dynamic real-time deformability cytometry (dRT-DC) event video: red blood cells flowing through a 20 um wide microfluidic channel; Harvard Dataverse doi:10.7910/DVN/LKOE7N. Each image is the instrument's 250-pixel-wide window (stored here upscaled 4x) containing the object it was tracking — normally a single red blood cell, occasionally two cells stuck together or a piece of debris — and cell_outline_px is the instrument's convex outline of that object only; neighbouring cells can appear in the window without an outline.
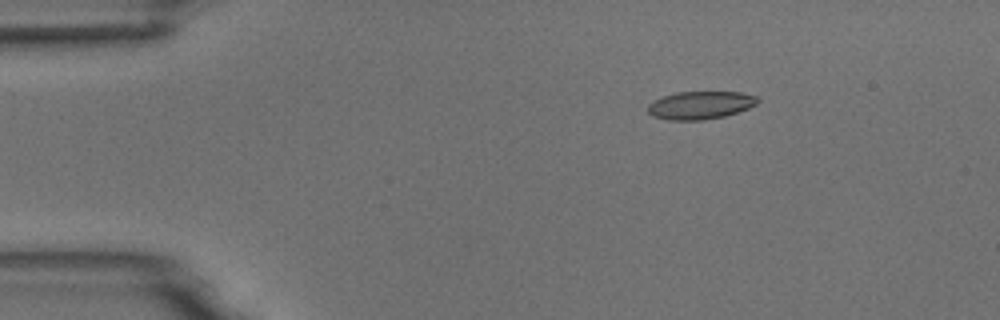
{"species": "common noctule bat (a hibernating species)", "species_latin": "Nyctalus noctula", "temperature_condition": "room temperature", "stored_images_in_passage": 47, "camera_frame_rate_fps": 3000, "um_per_image_px": 0.085, "animal": {"sex": "male", "body_mass_g": 18.8}, "frame": {"image": 1, "passage_image": 1, "time_ms": 0.0, "image_size_px": [1000, 320], "cell_outline_px": [[760, 100], [756, 104], [748, 108], [724, 116], [704, 120], [668, 120], [652, 116], [648, 112], [648, 104], [664, 96], [676, 92], [740, 92], [756, 96]], "centroid_in_image_um": [59.52, 8.94], "position_along_channel_um": 25.5, "area_um2": 17.74}}
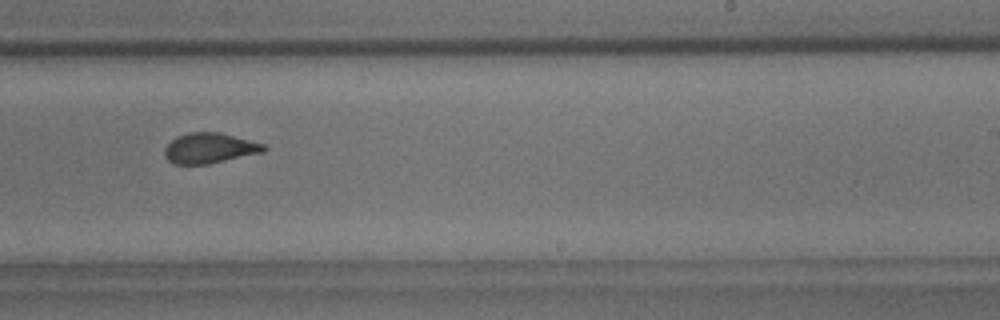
{"frame": {"image": 2, "passage_image": 26, "time_ms": 8.333, "image_size_px": [1000, 320], "cell_outline_px": [[268, 148], [264, 152], [208, 164], [172, 164], [164, 156], [164, 148], [176, 136], [188, 132], [220, 132], [264, 144]], "centroid_in_image_um": [17.8, 12.59], "position_along_channel_um": 271.2, "area_um2": 17.63}}
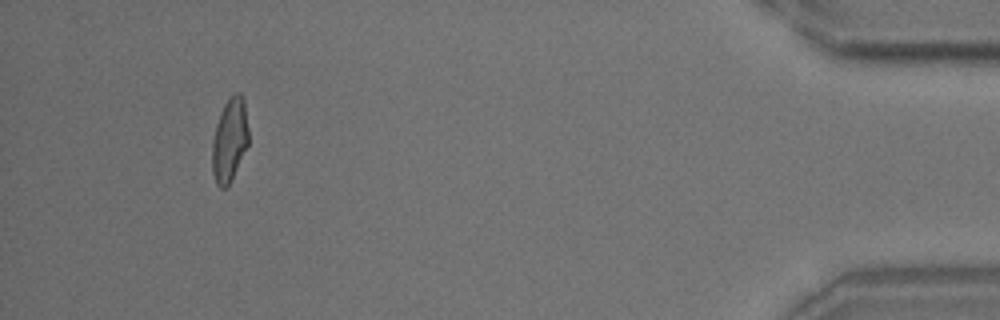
{"frame": {"image": 3, "passage_image": 43, "time_ms": 14.0, "image_size_px": [1000, 320], "cell_outline_px": [[248, 144], [228, 184], [224, 188], [220, 188], [216, 184], [212, 172], [212, 140], [216, 124], [220, 112], [224, 104], [236, 92], [240, 92], [244, 96], [248, 128]], "centroid_in_image_um": [19.5, 11.85], "position_along_channel_um": 415.7, "area_um2": 17.57}, "authors_computed_cell_mechanics": {"area_um2": 18.1492, "velocity_mm_per_s": 3.7273, "shape_relaxation_time_tau1_ms": 5.2223, "shape_relaxation_time_tau2_ms": 1.5172, "deformation_change_tau1": 0.1596, "deformation_change_tau2": 0.075}}